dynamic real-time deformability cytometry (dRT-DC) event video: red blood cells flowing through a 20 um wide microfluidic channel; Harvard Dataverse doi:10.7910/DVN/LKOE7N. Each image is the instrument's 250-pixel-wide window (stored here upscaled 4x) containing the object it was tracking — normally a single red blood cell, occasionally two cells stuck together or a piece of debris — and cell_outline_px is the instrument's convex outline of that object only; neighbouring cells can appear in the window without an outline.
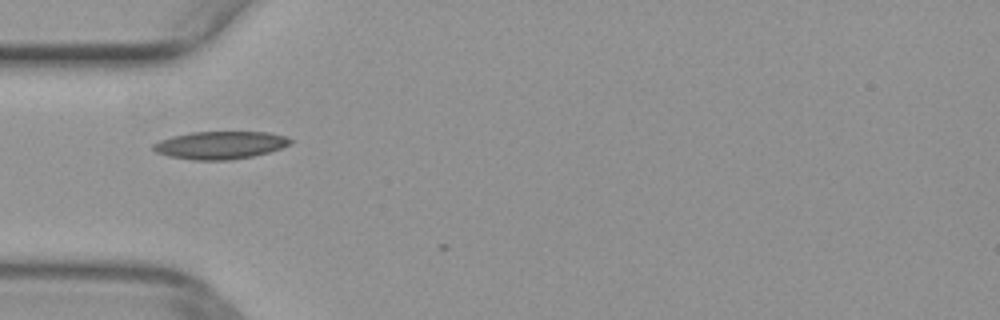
{"species": "common noctule bat (a hibernating species)", "species_latin": "Nyctalus noctula", "temperature_condition": "warm", "stored_images_in_passage": 9, "camera_frame_rate_fps": 3000, "um_per_image_px": 0.085, "animal": {"sex": "female", "body_mass_g": 29.2, "forearm_length_mm": 56.3}, "frame": {"image": 1, "passage_image": 1, "time_ms": 0.0, "image_size_px": [1000, 320], "cell_outline_px": [[292, 144], [268, 152], [252, 156], [228, 160], [192, 160], [168, 156], [156, 152], [152, 148], [152, 144], [160, 140], [172, 136], [192, 132], [268, 132], [288, 136], [292, 140]], "centroid_in_image_um": [18.72, 12.33], "position_along_channel_um": 66.3, "area_um2": 22.2}}
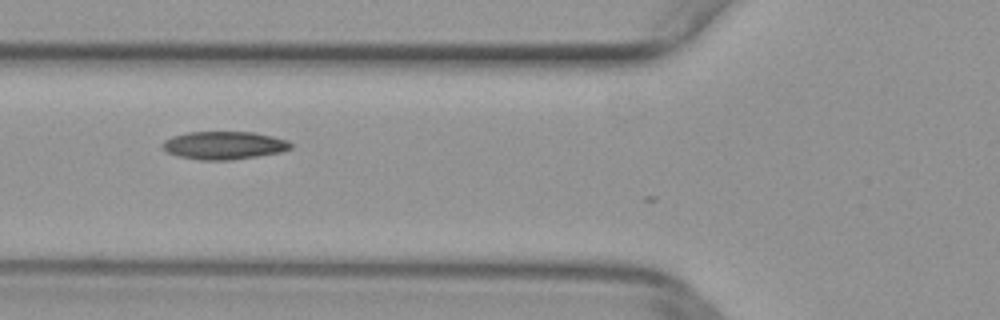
{"frame": {"image": 2, "passage_image": 4, "time_ms": 1.0, "image_size_px": [1000, 320], "cell_outline_px": [[292, 148], [280, 152], [256, 156], [228, 160], [200, 160], [180, 156], [168, 152], [160, 144], [164, 140], [172, 136], [188, 132], [252, 132], [272, 136], [288, 140], [292, 144]], "centroid_in_image_um": [19.04, 12.35], "position_along_channel_um": 106.8, "area_um2": 20.75}}
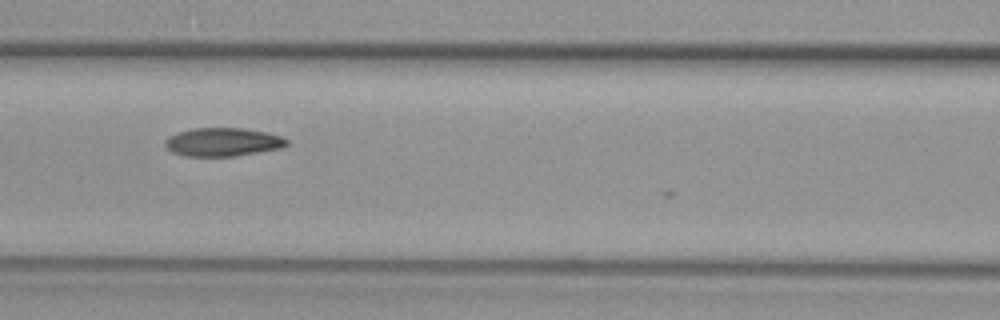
{"frame": {"image": 3, "passage_image": 7, "time_ms": 2.0, "image_size_px": [1000, 320], "cell_outline_px": [[288, 144], [280, 148], [232, 156], [184, 156], [172, 152], [164, 144], [164, 140], [168, 136], [176, 132], [192, 128], [244, 128], [264, 132], [280, 136], [288, 140]], "centroid_in_image_um": [18.87, 12.06], "position_along_channel_um": 147.7, "area_um2": 20.06}}